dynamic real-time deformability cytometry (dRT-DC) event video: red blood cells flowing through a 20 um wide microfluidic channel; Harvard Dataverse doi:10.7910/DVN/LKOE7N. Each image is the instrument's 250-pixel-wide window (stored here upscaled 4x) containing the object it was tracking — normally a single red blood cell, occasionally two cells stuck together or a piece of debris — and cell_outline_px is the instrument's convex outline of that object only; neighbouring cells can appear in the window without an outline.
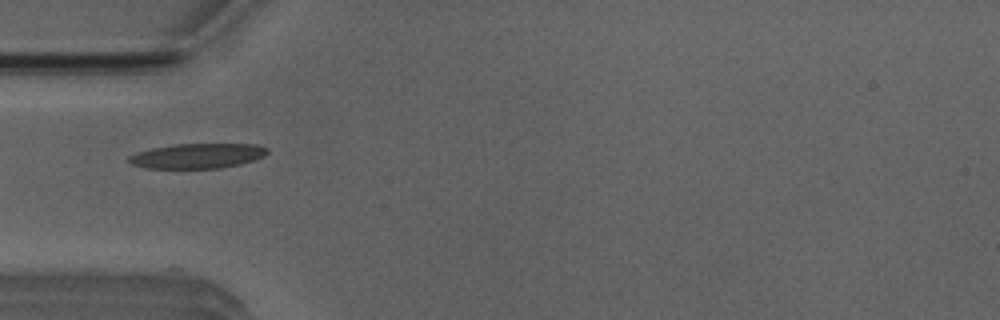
{"species": "Egyptian fruit bat (a non-hibernating species)", "species_latin": "Rousettus aegyptiacus", "temperature_condition": "room temperature", "stored_images_in_passage": 36, "camera_frame_rate_fps": 3000, "um_per_image_px": 0.085, "animal": {"sex": "male"}, "frame": {"image": 1, "passage_image": 1, "time_ms": 0.0, "image_size_px": [1000, 320], "cell_outline_px": [[268, 152], [264, 156], [240, 164], [220, 168], [144, 168], [132, 164], [128, 160], [128, 156], [136, 152], [152, 148], [176, 144], [256, 144], [268, 148]], "centroid_in_image_um": [16.77, 13.25], "position_along_channel_um": 68.2, "area_um2": 20.06}}
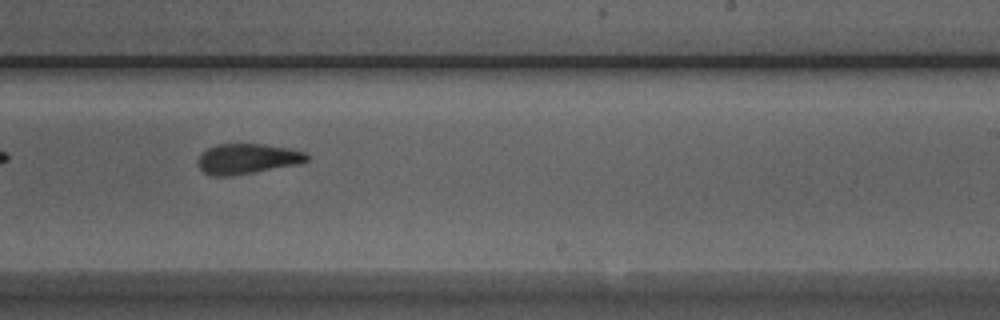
{"frame": {"image": 2, "passage_image": 16, "time_ms": 5.0, "image_size_px": [1000, 320], "cell_outline_px": [[308, 160], [300, 164], [256, 172], [232, 176], [212, 176], [204, 172], [200, 168], [200, 156], [208, 148], [216, 144], [264, 144], [288, 148], [304, 152], [308, 156]], "centroid_in_image_um": [21.06, 13.5], "position_along_channel_um": 267.9, "area_um2": 19.07}}
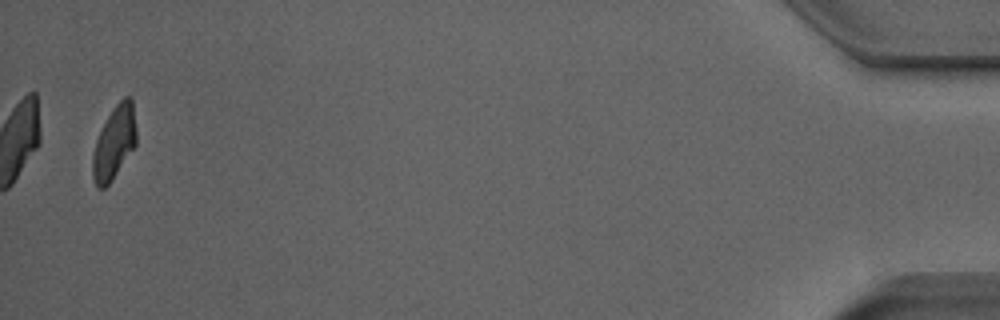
{"frame": {"image": 3, "passage_image": 35, "time_ms": 11.333, "image_size_px": [1000, 320], "cell_outline_px": [[136, 144], [112, 180], [104, 188], [100, 188], [96, 184], [92, 176], [92, 156], [96, 140], [112, 108], [124, 96], [132, 96], [136, 128]], "centroid_in_image_um": [9.72, 12.09], "position_along_channel_um": 425.5, "area_um2": 18.5}, "authors_computed_cell_mechanics": {"area_um2": 19.5653, "velocity_mm_per_s": 3.9832, "shape_relaxation_time_tau1_ms": 5.8436, "shape_relaxation_time_tau2_ms": 2.4728, "deformation_change_tau1": 0.1945, "deformation_change_tau2": 0.1098}}